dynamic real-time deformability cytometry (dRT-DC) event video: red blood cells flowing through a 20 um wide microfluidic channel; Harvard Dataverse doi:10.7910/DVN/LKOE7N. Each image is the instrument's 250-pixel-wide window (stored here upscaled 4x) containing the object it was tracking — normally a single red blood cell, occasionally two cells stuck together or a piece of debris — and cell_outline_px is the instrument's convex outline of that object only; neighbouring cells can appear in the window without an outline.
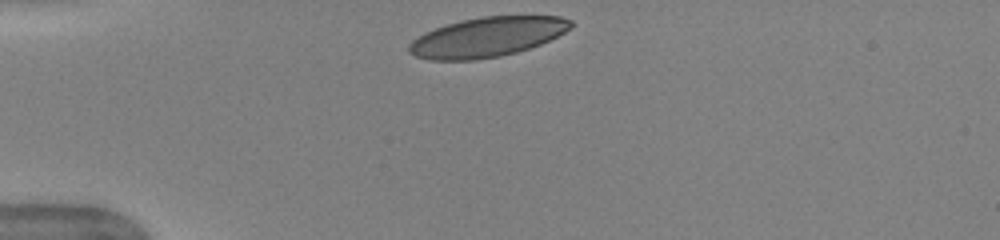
{"species": "human", "species_latin": "Homo sapiens", "temperature_condition": "warm", "stored_images_in_passage": 32, "camera_frame_rate_fps": 3000, "um_per_image_px": 0.085, "donor": {"sex": "female"}, "frame": {"image": 1, "passage_image": 1, "time_ms": 0.0, "image_size_px": [1000, 240], "cell_outline_px": [[572, 28], [540, 44], [516, 52], [500, 56], [476, 60], [428, 60], [416, 56], [408, 52], [408, 44], [412, 40], [424, 32], [460, 20], [484, 16], [560, 16], [572, 20]], "centroid_in_image_um": [41.38, 3.15], "position_along_channel_um": 43.6, "area_um2": 37.34}, "authors_computed_cell_mechanics": {"area_um2": 38.6971, "velocity_mm_per_s": 3.9914, "shape_relaxation_time_tau1_ms": 2.8279, "shape_relaxation_time_tau2_ms": null, "deformation_change_tau1": 0.1456, "deformation_change_tau2": null}}